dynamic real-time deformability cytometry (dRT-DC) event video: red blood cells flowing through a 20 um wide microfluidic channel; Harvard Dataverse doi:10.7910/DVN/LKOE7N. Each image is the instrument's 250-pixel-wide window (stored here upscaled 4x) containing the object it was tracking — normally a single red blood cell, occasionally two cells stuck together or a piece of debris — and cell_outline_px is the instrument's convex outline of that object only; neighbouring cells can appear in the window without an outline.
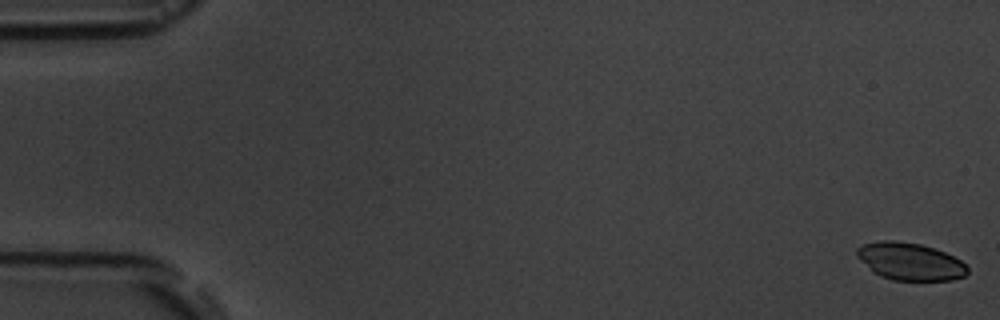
{"species": "common noctule bat (a hibernating species)", "species_latin": "Nyctalus noctula", "temperature_condition": "room temperature", "stored_images_in_passage": 8, "camera_frame_rate_fps": 3000, "um_per_image_px": 0.085, "animal": {"sex": "male", "body_mass_g": 19.5, "forearm_length_mm": 54.6}, "frame": {"image": 1, "passage_image": 1, "time_ms": 0.0, "image_size_px": [1000, 320], "cell_outline_px": [[968, 272], [964, 276], [952, 280], [892, 280], [880, 276], [872, 272], [856, 256], [856, 248], [864, 244], [880, 240], [892, 240], [920, 244], [944, 252], [960, 260], [968, 268]], "centroid_in_image_um": [77.31, 22.23], "position_along_channel_um": 7.7, "area_um2": 24.04}}
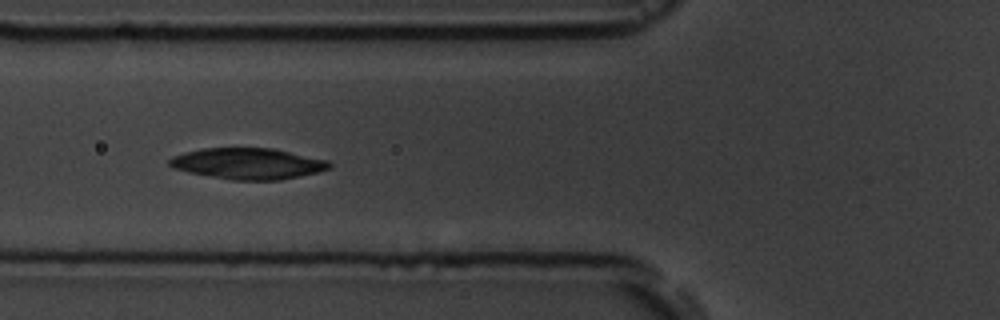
{"frame": {"image": 2, "passage_image": 7, "time_ms": 7.0, "image_size_px": [1000, 320], "cell_outline_px": [[332, 164], [328, 168], [316, 172], [300, 176], [280, 180], [232, 180], [188, 172], [172, 168], [168, 164], [168, 160], [172, 156], [184, 152], [204, 148], [272, 148], [328, 160]], "centroid_in_image_um": [21.04, 13.9], "position_along_channel_um": 104.8, "area_um2": 28.9}}
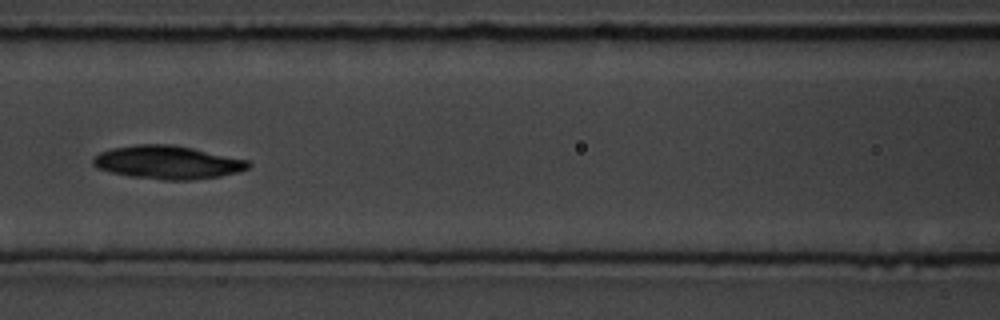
{"frame": {"image": 3, "passage_image": 8, "time_ms": 8.333, "image_size_px": [1000, 320], "cell_outline_px": [[252, 164], [248, 168], [240, 172], [220, 176], [192, 180], [164, 180], [128, 176], [96, 168], [92, 164], [92, 160], [100, 152], [112, 148], [136, 144], [172, 144], [192, 148], [248, 160]], "centroid_in_image_um": [14.25, 13.8], "position_along_channel_um": 152.4, "area_um2": 30.17}}